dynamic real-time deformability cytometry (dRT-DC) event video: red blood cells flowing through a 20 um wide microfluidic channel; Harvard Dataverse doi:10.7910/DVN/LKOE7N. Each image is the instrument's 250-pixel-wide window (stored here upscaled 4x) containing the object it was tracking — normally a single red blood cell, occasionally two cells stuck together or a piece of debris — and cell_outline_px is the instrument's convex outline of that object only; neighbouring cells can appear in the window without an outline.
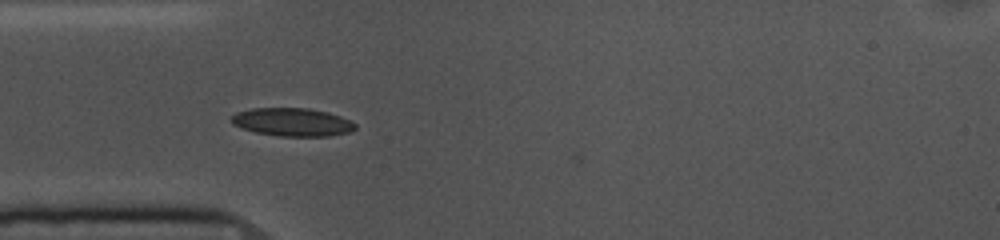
{"species": "common noctule bat (a hibernating species)", "species_latin": "Nyctalus noctula", "temperature_condition": "cold", "stored_images_in_passage": 4, "camera_frame_rate_fps": 3000, "um_per_image_px": 0.085, "animal": {"sex": "female", "body_mass_g": 10.0, "forearm_length_mm": 53.1}, "frame": {"image": 1, "passage_image": 2, "time_ms": 0.333, "image_size_px": [1000, 240], "cell_outline_px": [[356, 128], [352, 132], [328, 136], [280, 136], [256, 132], [240, 128], [232, 124], [228, 120], [236, 112], [252, 108], [308, 108], [328, 112], [340, 116], [356, 124]], "centroid_in_image_um": [24.82, 10.38], "position_along_channel_um": 60.2, "area_um2": 20.46}}